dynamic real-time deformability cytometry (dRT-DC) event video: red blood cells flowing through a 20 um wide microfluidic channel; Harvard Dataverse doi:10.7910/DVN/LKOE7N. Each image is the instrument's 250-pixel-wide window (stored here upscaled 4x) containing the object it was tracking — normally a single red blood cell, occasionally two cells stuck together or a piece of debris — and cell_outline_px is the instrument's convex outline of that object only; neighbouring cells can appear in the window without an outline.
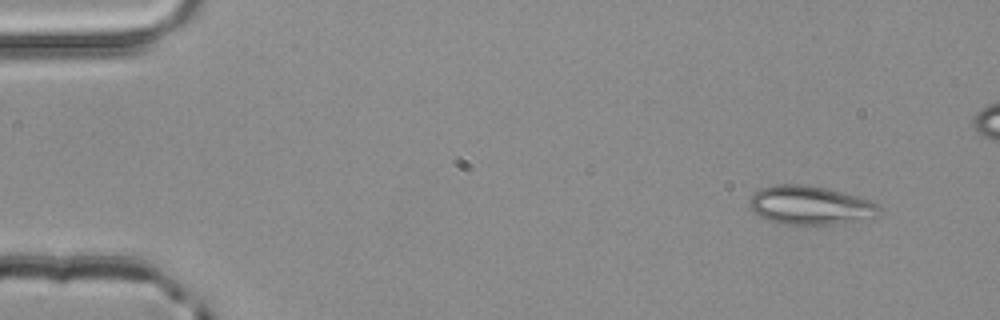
{"species": "common noctule bat (a hibernating species)", "species_latin": "Nyctalus noctula", "temperature_condition": "room temperature", "stored_images_in_passage": 3, "camera_frame_rate_fps": 3000, "um_per_image_px": 0.085, "animal": {"sex": "male", "body_mass_g": 20.4}, "frame": {"image": 1, "passage_image": 1, "time_ms": 0.0, "image_size_px": [1000, 320], "cell_outline_px": [[880, 212], [876, 216], [832, 224], [784, 224], [768, 220], [752, 212], [748, 204], [752, 196], [760, 188], [776, 184], [804, 184], [824, 188], [872, 200], [880, 204]], "centroid_in_image_um": [68.84, 17.44], "position_along_channel_um": 16.2, "area_um2": 29.02}}